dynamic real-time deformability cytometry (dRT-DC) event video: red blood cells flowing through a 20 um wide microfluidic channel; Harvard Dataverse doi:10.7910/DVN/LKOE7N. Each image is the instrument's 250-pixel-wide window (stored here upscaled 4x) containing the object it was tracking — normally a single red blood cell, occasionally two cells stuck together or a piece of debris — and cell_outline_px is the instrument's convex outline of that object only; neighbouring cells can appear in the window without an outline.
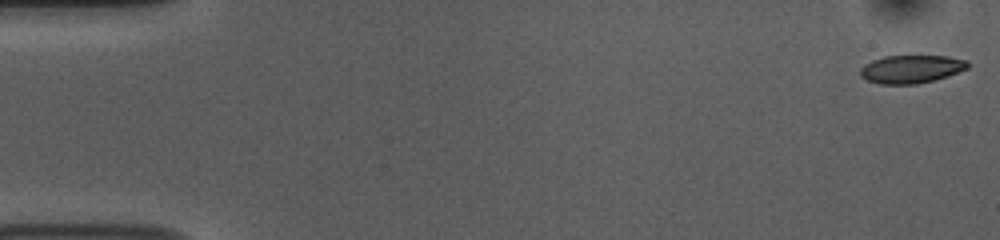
{"species": "common noctule bat (a hibernating species)", "species_latin": "Nyctalus noctula", "temperature_condition": "room temperature", "stored_images_in_passage": 53, "camera_frame_rate_fps": 3000, "um_per_image_px": 0.085, "animal": {"sex": "female", "body_mass_g": 10.0, "forearm_length_mm": 53.1}, "frame": {"image": 1, "passage_image": 1, "time_ms": 0.0, "image_size_px": [1000, 240], "cell_outline_px": [[968, 68], [948, 76], [916, 84], [880, 84], [868, 80], [860, 76], [860, 68], [864, 64], [872, 60], [884, 56], [948, 56], [968, 60]], "centroid_in_image_um": [77.44, 5.86], "position_along_channel_um": 7.6, "area_um2": 17.57}}
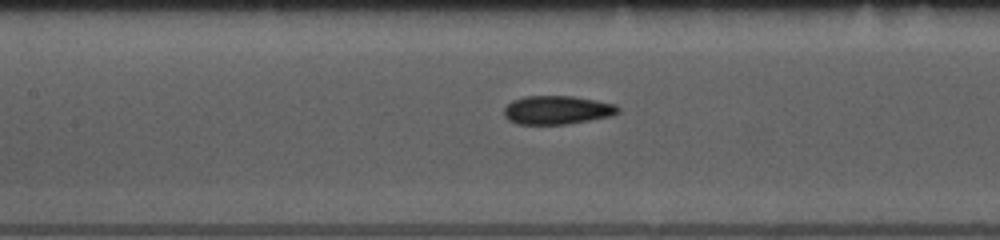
{"frame": {"image": 2, "passage_image": 24, "time_ms": 7.667, "image_size_px": [1000, 240], "cell_outline_px": [[620, 112], [612, 116], [564, 124], [516, 124], [508, 120], [504, 116], [504, 108], [512, 100], [524, 96], [572, 96], [596, 100], [616, 104], [620, 108]], "centroid_in_image_um": [47.35, 9.34], "position_along_channel_um": 160.0, "area_um2": 19.07}}
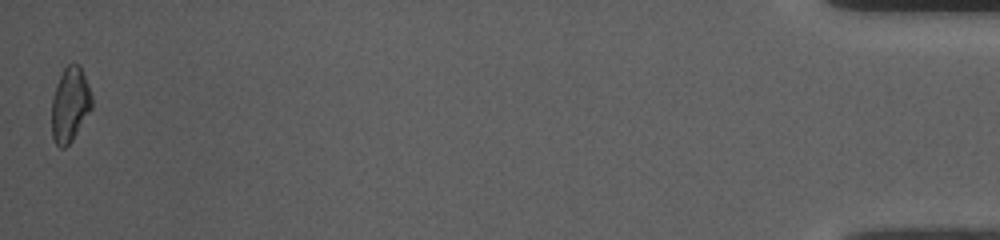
{"frame": {"image": 3, "passage_image": 53, "time_ms": 17.333, "image_size_px": [1000, 240], "cell_outline_px": [[92, 108], [72, 140], [64, 148], [60, 148], [56, 144], [52, 136], [52, 96], [56, 84], [64, 68], [68, 64], [80, 64], [92, 96]], "centroid_in_image_um": [5.94, 8.88], "position_along_channel_um": 429.3, "area_um2": 17.4}, "authors_computed_cell_mechanics": {"area_um2": 18.4382, "velocity_mm_per_s": 3.7573, "shape_relaxation_time_tau1_ms": 5.4224, "shape_relaxation_time_tau2_ms": 2.9188, "deformation_change_tau1": 0.1479, "deformation_change_tau2": 0.0912}}